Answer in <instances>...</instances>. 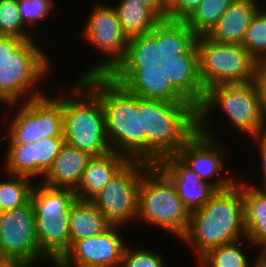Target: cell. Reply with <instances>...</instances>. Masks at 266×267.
Here are the masks:
<instances>
[{
	"label": "cell",
	"mask_w": 266,
	"mask_h": 267,
	"mask_svg": "<svg viewBox=\"0 0 266 267\" xmlns=\"http://www.w3.org/2000/svg\"><path fill=\"white\" fill-rule=\"evenodd\" d=\"M100 97L110 150L129 160L146 162V136L141 133L140 98L108 75L82 78Z\"/></svg>",
	"instance_id": "cell-2"
},
{
	"label": "cell",
	"mask_w": 266,
	"mask_h": 267,
	"mask_svg": "<svg viewBox=\"0 0 266 267\" xmlns=\"http://www.w3.org/2000/svg\"><path fill=\"white\" fill-rule=\"evenodd\" d=\"M111 226L92 201L76 199L69 212L70 247L76 241L102 234Z\"/></svg>",
	"instance_id": "cell-24"
},
{
	"label": "cell",
	"mask_w": 266,
	"mask_h": 267,
	"mask_svg": "<svg viewBox=\"0 0 266 267\" xmlns=\"http://www.w3.org/2000/svg\"><path fill=\"white\" fill-rule=\"evenodd\" d=\"M128 161L127 157L112 150L101 156H92L74 192L76 199H94Z\"/></svg>",
	"instance_id": "cell-21"
},
{
	"label": "cell",
	"mask_w": 266,
	"mask_h": 267,
	"mask_svg": "<svg viewBox=\"0 0 266 267\" xmlns=\"http://www.w3.org/2000/svg\"><path fill=\"white\" fill-rule=\"evenodd\" d=\"M48 56L39 43L31 39L25 40L8 58L0 61L2 105L24 103L46 94L38 85L51 72L50 66L53 67Z\"/></svg>",
	"instance_id": "cell-8"
},
{
	"label": "cell",
	"mask_w": 266,
	"mask_h": 267,
	"mask_svg": "<svg viewBox=\"0 0 266 267\" xmlns=\"http://www.w3.org/2000/svg\"><path fill=\"white\" fill-rule=\"evenodd\" d=\"M203 0H175L168 8V19L185 21Z\"/></svg>",
	"instance_id": "cell-35"
},
{
	"label": "cell",
	"mask_w": 266,
	"mask_h": 267,
	"mask_svg": "<svg viewBox=\"0 0 266 267\" xmlns=\"http://www.w3.org/2000/svg\"><path fill=\"white\" fill-rule=\"evenodd\" d=\"M244 203V223L247 240L255 247L266 244V187L239 181Z\"/></svg>",
	"instance_id": "cell-23"
},
{
	"label": "cell",
	"mask_w": 266,
	"mask_h": 267,
	"mask_svg": "<svg viewBox=\"0 0 266 267\" xmlns=\"http://www.w3.org/2000/svg\"><path fill=\"white\" fill-rule=\"evenodd\" d=\"M18 7V0H0V35L35 39L34 32L24 25Z\"/></svg>",
	"instance_id": "cell-32"
},
{
	"label": "cell",
	"mask_w": 266,
	"mask_h": 267,
	"mask_svg": "<svg viewBox=\"0 0 266 267\" xmlns=\"http://www.w3.org/2000/svg\"><path fill=\"white\" fill-rule=\"evenodd\" d=\"M18 5L24 25L31 31L36 29L38 22H45L56 7L54 0H18Z\"/></svg>",
	"instance_id": "cell-33"
},
{
	"label": "cell",
	"mask_w": 266,
	"mask_h": 267,
	"mask_svg": "<svg viewBox=\"0 0 266 267\" xmlns=\"http://www.w3.org/2000/svg\"><path fill=\"white\" fill-rule=\"evenodd\" d=\"M156 166L175 185L177 193L192 212L202 208L217 190L190 169L177 155H170L160 160Z\"/></svg>",
	"instance_id": "cell-18"
},
{
	"label": "cell",
	"mask_w": 266,
	"mask_h": 267,
	"mask_svg": "<svg viewBox=\"0 0 266 267\" xmlns=\"http://www.w3.org/2000/svg\"><path fill=\"white\" fill-rule=\"evenodd\" d=\"M234 0H203L185 20L197 36L207 35Z\"/></svg>",
	"instance_id": "cell-30"
},
{
	"label": "cell",
	"mask_w": 266,
	"mask_h": 267,
	"mask_svg": "<svg viewBox=\"0 0 266 267\" xmlns=\"http://www.w3.org/2000/svg\"><path fill=\"white\" fill-rule=\"evenodd\" d=\"M172 86L195 108L205 99L206 91L199 76V54L195 44L185 55L165 58L160 64Z\"/></svg>",
	"instance_id": "cell-19"
},
{
	"label": "cell",
	"mask_w": 266,
	"mask_h": 267,
	"mask_svg": "<svg viewBox=\"0 0 266 267\" xmlns=\"http://www.w3.org/2000/svg\"><path fill=\"white\" fill-rule=\"evenodd\" d=\"M34 182L31 202L38 246L40 254L55 267L70 249L69 212L76 197L70 189Z\"/></svg>",
	"instance_id": "cell-6"
},
{
	"label": "cell",
	"mask_w": 266,
	"mask_h": 267,
	"mask_svg": "<svg viewBox=\"0 0 266 267\" xmlns=\"http://www.w3.org/2000/svg\"><path fill=\"white\" fill-rule=\"evenodd\" d=\"M124 35L131 39L150 33L160 19L139 0H120L113 4Z\"/></svg>",
	"instance_id": "cell-26"
},
{
	"label": "cell",
	"mask_w": 266,
	"mask_h": 267,
	"mask_svg": "<svg viewBox=\"0 0 266 267\" xmlns=\"http://www.w3.org/2000/svg\"><path fill=\"white\" fill-rule=\"evenodd\" d=\"M91 157L88 153L64 143L52 167L40 182L49 187L75 192Z\"/></svg>",
	"instance_id": "cell-20"
},
{
	"label": "cell",
	"mask_w": 266,
	"mask_h": 267,
	"mask_svg": "<svg viewBox=\"0 0 266 267\" xmlns=\"http://www.w3.org/2000/svg\"><path fill=\"white\" fill-rule=\"evenodd\" d=\"M148 7L160 20L168 19V7L162 0H139Z\"/></svg>",
	"instance_id": "cell-38"
},
{
	"label": "cell",
	"mask_w": 266,
	"mask_h": 267,
	"mask_svg": "<svg viewBox=\"0 0 266 267\" xmlns=\"http://www.w3.org/2000/svg\"><path fill=\"white\" fill-rule=\"evenodd\" d=\"M140 121L146 136V162L156 165L176 155L198 130V111L189 102L140 98Z\"/></svg>",
	"instance_id": "cell-3"
},
{
	"label": "cell",
	"mask_w": 266,
	"mask_h": 267,
	"mask_svg": "<svg viewBox=\"0 0 266 267\" xmlns=\"http://www.w3.org/2000/svg\"><path fill=\"white\" fill-rule=\"evenodd\" d=\"M110 76L129 93L141 99L188 102L171 84L163 68L114 69Z\"/></svg>",
	"instance_id": "cell-17"
},
{
	"label": "cell",
	"mask_w": 266,
	"mask_h": 267,
	"mask_svg": "<svg viewBox=\"0 0 266 267\" xmlns=\"http://www.w3.org/2000/svg\"><path fill=\"white\" fill-rule=\"evenodd\" d=\"M137 222L156 226L180 239L191 222L192 211L181 201L175 185L156 166L142 175L138 190Z\"/></svg>",
	"instance_id": "cell-7"
},
{
	"label": "cell",
	"mask_w": 266,
	"mask_h": 267,
	"mask_svg": "<svg viewBox=\"0 0 266 267\" xmlns=\"http://www.w3.org/2000/svg\"><path fill=\"white\" fill-rule=\"evenodd\" d=\"M259 253L255 257L252 267H266V244L259 246Z\"/></svg>",
	"instance_id": "cell-41"
},
{
	"label": "cell",
	"mask_w": 266,
	"mask_h": 267,
	"mask_svg": "<svg viewBox=\"0 0 266 267\" xmlns=\"http://www.w3.org/2000/svg\"><path fill=\"white\" fill-rule=\"evenodd\" d=\"M241 45L258 63L266 61V9L263 6L250 21Z\"/></svg>",
	"instance_id": "cell-31"
},
{
	"label": "cell",
	"mask_w": 266,
	"mask_h": 267,
	"mask_svg": "<svg viewBox=\"0 0 266 267\" xmlns=\"http://www.w3.org/2000/svg\"><path fill=\"white\" fill-rule=\"evenodd\" d=\"M245 242L253 247L246 238V241L243 239L209 250L199 259V267H252L253 261L250 263L248 255L242 248Z\"/></svg>",
	"instance_id": "cell-28"
},
{
	"label": "cell",
	"mask_w": 266,
	"mask_h": 267,
	"mask_svg": "<svg viewBox=\"0 0 266 267\" xmlns=\"http://www.w3.org/2000/svg\"><path fill=\"white\" fill-rule=\"evenodd\" d=\"M126 245L121 267H167L162 254L155 250H149L147 247L129 248ZM159 253V254H158Z\"/></svg>",
	"instance_id": "cell-34"
},
{
	"label": "cell",
	"mask_w": 266,
	"mask_h": 267,
	"mask_svg": "<svg viewBox=\"0 0 266 267\" xmlns=\"http://www.w3.org/2000/svg\"><path fill=\"white\" fill-rule=\"evenodd\" d=\"M122 226H111L100 235L76 241L56 267H121L126 247Z\"/></svg>",
	"instance_id": "cell-15"
},
{
	"label": "cell",
	"mask_w": 266,
	"mask_h": 267,
	"mask_svg": "<svg viewBox=\"0 0 266 267\" xmlns=\"http://www.w3.org/2000/svg\"><path fill=\"white\" fill-rule=\"evenodd\" d=\"M157 44V24L148 33L129 39L126 55L114 69H144L160 67Z\"/></svg>",
	"instance_id": "cell-27"
},
{
	"label": "cell",
	"mask_w": 266,
	"mask_h": 267,
	"mask_svg": "<svg viewBox=\"0 0 266 267\" xmlns=\"http://www.w3.org/2000/svg\"><path fill=\"white\" fill-rule=\"evenodd\" d=\"M223 143L197 130L176 154L190 169L211 184L217 191L231 188L237 181L231 175L221 176L225 164ZM218 174V175H217ZM216 176H219L216 178ZM214 178V179H213Z\"/></svg>",
	"instance_id": "cell-14"
},
{
	"label": "cell",
	"mask_w": 266,
	"mask_h": 267,
	"mask_svg": "<svg viewBox=\"0 0 266 267\" xmlns=\"http://www.w3.org/2000/svg\"><path fill=\"white\" fill-rule=\"evenodd\" d=\"M76 79L74 88H67V92L61 87L65 143L91 156L104 155L111 150L103 104L99 95L82 78ZM63 90L67 94L62 93Z\"/></svg>",
	"instance_id": "cell-5"
},
{
	"label": "cell",
	"mask_w": 266,
	"mask_h": 267,
	"mask_svg": "<svg viewBox=\"0 0 266 267\" xmlns=\"http://www.w3.org/2000/svg\"><path fill=\"white\" fill-rule=\"evenodd\" d=\"M7 260V257L3 254L1 246H0V265Z\"/></svg>",
	"instance_id": "cell-42"
},
{
	"label": "cell",
	"mask_w": 266,
	"mask_h": 267,
	"mask_svg": "<svg viewBox=\"0 0 266 267\" xmlns=\"http://www.w3.org/2000/svg\"><path fill=\"white\" fill-rule=\"evenodd\" d=\"M246 239L244 203L240 186L217 191L210 200L192 212L191 222L180 238L190 245L197 261L209 250Z\"/></svg>",
	"instance_id": "cell-1"
},
{
	"label": "cell",
	"mask_w": 266,
	"mask_h": 267,
	"mask_svg": "<svg viewBox=\"0 0 266 267\" xmlns=\"http://www.w3.org/2000/svg\"><path fill=\"white\" fill-rule=\"evenodd\" d=\"M257 79L262 89L263 104L266 113V61L258 63Z\"/></svg>",
	"instance_id": "cell-39"
},
{
	"label": "cell",
	"mask_w": 266,
	"mask_h": 267,
	"mask_svg": "<svg viewBox=\"0 0 266 267\" xmlns=\"http://www.w3.org/2000/svg\"><path fill=\"white\" fill-rule=\"evenodd\" d=\"M0 246L7 259L47 261L40 254L31 200L22 207L1 212Z\"/></svg>",
	"instance_id": "cell-13"
},
{
	"label": "cell",
	"mask_w": 266,
	"mask_h": 267,
	"mask_svg": "<svg viewBox=\"0 0 266 267\" xmlns=\"http://www.w3.org/2000/svg\"><path fill=\"white\" fill-rule=\"evenodd\" d=\"M64 138L47 137L33 144H7L4 173L41 181L64 145Z\"/></svg>",
	"instance_id": "cell-16"
},
{
	"label": "cell",
	"mask_w": 266,
	"mask_h": 267,
	"mask_svg": "<svg viewBox=\"0 0 266 267\" xmlns=\"http://www.w3.org/2000/svg\"><path fill=\"white\" fill-rule=\"evenodd\" d=\"M163 3L169 8L175 0H162Z\"/></svg>",
	"instance_id": "cell-43"
},
{
	"label": "cell",
	"mask_w": 266,
	"mask_h": 267,
	"mask_svg": "<svg viewBox=\"0 0 266 267\" xmlns=\"http://www.w3.org/2000/svg\"><path fill=\"white\" fill-rule=\"evenodd\" d=\"M214 108H220L227 116L226 120H230L229 124L246 137L266 131V113L258 79L244 84L215 85L206 91L204 102L197 109L198 130L216 138L208 118Z\"/></svg>",
	"instance_id": "cell-4"
},
{
	"label": "cell",
	"mask_w": 266,
	"mask_h": 267,
	"mask_svg": "<svg viewBox=\"0 0 266 267\" xmlns=\"http://www.w3.org/2000/svg\"><path fill=\"white\" fill-rule=\"evenodd\" d=\"M5 176L7 177L5 180L0 179L1 212L26 205L31 200V193L35 185L33 179L26 176L8 173Z\"/></svg>",
	"instance_id": "cell-29"
},
{
	"label": "cell",
	"mask_w": 266,
	"mask_h": 267,
	"mask_svg": "<svg viewBox=\"0 0 266 267\" xmlns=\"http://www.w3.org/2000/svg\"><path fill=\"white\" fill-rule=\"evenodd\" d=\"M251 139H253V143L255 142V143H257V149H259L258 150V154L260 155L259 157V159H260V166H261V170L260 171H262V181L261 182H263V183H261V184H263V185H260L259 187H261V186H263V187H266V131H264V132H261V133H259V134H257V135H255L254 137H251Z\"/></svg>",
	"instance_id": "cell-36"
},
{
	"label": "cell",
	"mask_w": 266,
	"mask_h": 267,
	"mask_svg": "<svg viewBox=\"0 0 266 267\" xmlns=\"http://www.w3.org/2000/svg\"><path fill=\"white\" fill-rule=\"evenodd\" d=\"M258 2V0H234L206 36L219 43L242 44L250 21L262 7Z\"/></svg>",
	"instance_id": "cell-22"
},
{
	"label": "cell",
	"mask_w": 266,
	"mask_h": 267,
	"mask_svg": "<svg viewBox=\"0 0 266 267\" xmlns=\"http://www.w3.org/2000/svg\"><path fill=\"white\" fill-rule=\"evenodd\" d=\"M81 27L82 41L93 46L104 56L78 78L91 75H109L126 55L129 39L124 35L117 12L113 6L95 3ZM106 57V58H105Z\"/></svg>",
	"instance_id": "cell-11"
},
{
	"label": "cell",
	"mask_w": 266,
	"mask_h": 267,
	"mask_svg": "<svg viewBox=\"0 0 266 267\" xmlns=\"http://www.w3.org/2000/svg\"><path fill=\"white\" fill-rule=\"evenodd\" d=\"M199 76L207 91L215 85L244 84L257 80L258 62L241 44L219 43L197 36Z\"/></svg>",
	"instance_id": "cell-9"
},
{
	"label": "cell",
	"mask_w": 266,
	"mask_h": 267,
	"mask_svg": "<svg viewBox=\"0 0 266 267\" xmlns=\"http://www.w3.org/2000/svg\"><path fill=\"white\" fill-rule=\"evenodd\" d=\"M37 263L24 259H7L0 267H32Z\"/></svg>",
	"instance_id": "cell-40"
},
{
	"label": "cell",
	"mask_w": 266,
	"mask_h": 267,
	"mask_svg": "<svg viewBox=\"0 0 266 267\" xmlns=\"http://www.w3.org/2000/svg\"><path fill=\"white\" fill-rule=\"evenodd\" d=\"M24 41L18 37L0 35V61L8 58Z\"/></svg>",
	"instance_id": "cell-37"
},
{
	"label": "cell",
	"mask_w": 266,
	"mask_h": 267,
	"mask_svg": "<svg viewBox=\"0 0 266 267\" xmlns=\"http://www.w3.org/2000/svg\"><path fill=\"white\" fill-rule=\"evenodd\" d=\"M197 35L185 21L164 19L157 23V44L161 63L165 58L185 55L195 44Z\"/></svg>",
	"instance_id": "cell-25"
},
{
	"label": "cell",
	"mask_w": 266,
	"mask_h": 267,
	"mask_svg": "<svg viewBox=\"0 0 266 267\" xmlns=\"http://www.w3.org/2000/svg\"><path fill=\"white\" fill-rule=\"evenodd\" d=\"M60 95H42L24 103L10 104L5 107L14 112L5 127L6 133L1 137L8 144H33L47 138H64L63 136V104L61 87ZM17 109H14L16 108ZM8 140V141H7Z\"/></svg>",
	"instance_id": "cell-10"
},
{
	"label": "cell",
	"mask_w": 266,
	"mask_h": 267,
	"mask_svg": "<svg viewBox=\"0 0 266 267\" xmlns=\"http://www.w3.org/2000/svg\"><path fill=\"white\" fill-rule=\"evenodd\" d=\"M147 162L129 160L91 201L112 226L137 220L138 190Z\"/></svg>",
	"instance_id": "cell-12"
}]
</instances>
